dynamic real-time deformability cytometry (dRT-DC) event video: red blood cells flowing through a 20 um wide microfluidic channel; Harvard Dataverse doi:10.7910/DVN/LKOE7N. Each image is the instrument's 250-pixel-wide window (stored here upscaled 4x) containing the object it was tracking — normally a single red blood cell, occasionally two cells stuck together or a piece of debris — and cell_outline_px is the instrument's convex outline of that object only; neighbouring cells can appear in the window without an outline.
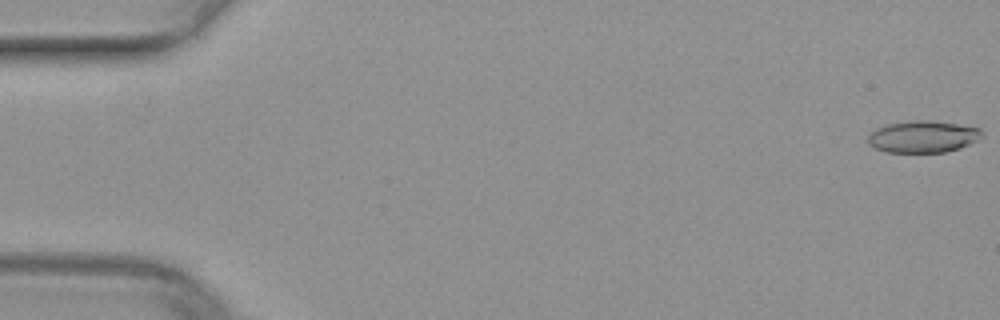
{"species": "common noctule bat (a hibernating species)", "species_latin": "Nyctalus noctula", "temperature_condition": "warm", "stored_images_in_passage": 52, "segment_of_instrument_passage": [1, 2], "camera_frame_rate_fps": 3000, "um_per_image_px": 0.085, "animal": {"sex": "female", "body_mass_g": 29.2, "forearm_length_mm": 56.3}, "frame": {"image": 1, "passage_image": 1, "time_ms": 0.0, "image_size_px": [1000, 320], "cell_outline_px": [[980, 136], [976, 140], [960, 148], [944, 152], [884, 152], [868, 144], [868, 136], [876, 128], [888, 124], [912, 120], [928, 120], [956, 124], [980, 128]], "centroid_in_image_um": [78.4, 11.62], "position_along_channel_um": 6.6, "area_um2": 20.87}}
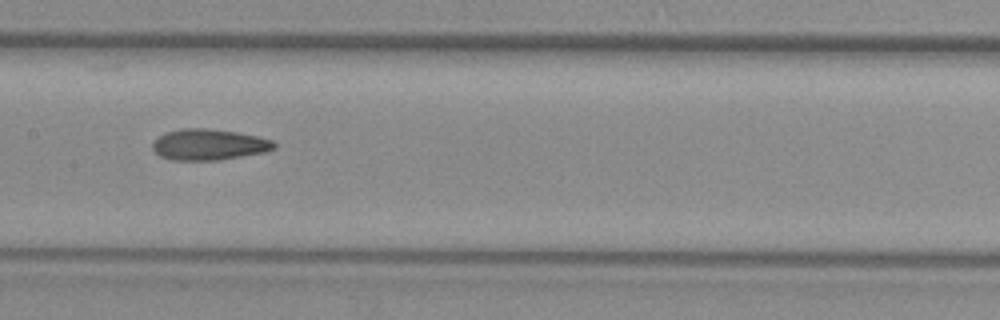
{"frame": {"image": 2, "passage_image": 26, "time_ms": 8.333, "image_size_px": [1000, 320], "cell_outline_px": [[276, 148], [268, 152], [220, 160], [172, 160], [160, 156], [152, 148], [152, 144], [164, 132], [184, 128], [208, 128], [236, 132], [256, 136], [272, 140], [276, 144]], "centroid_in_image_um": [17.79, 12.29], "position_along_channel_um": 189.6, "area_um2": 22.08}}
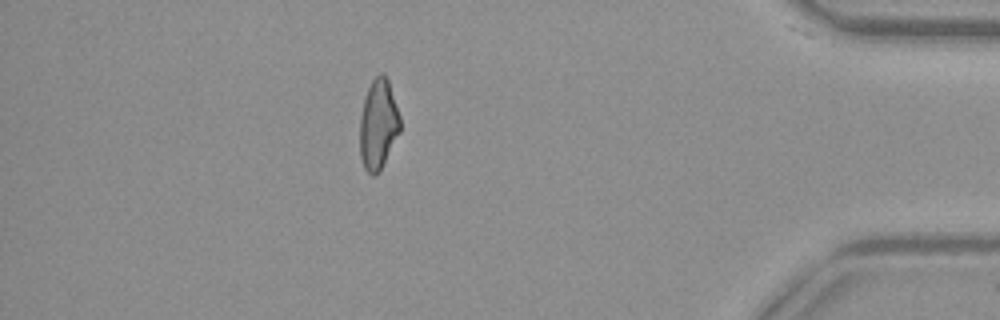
{"frame": {"image": 3, "passage_image": 45, "time_ms": 14.667, "image_size_px": [1000, 320], "cell_outline_px": [[400, 132], [376, 176], [372, 176], [364, 168], [360, 156], [360, 116], [364, 96], [372, 80], [380, 72], [384, 72], [388, 80], [400, 116]], "centroid_in_image_um": [32.14, 10.55], "position_along_channel_um": 403.1, "area_um2": 21.1}}